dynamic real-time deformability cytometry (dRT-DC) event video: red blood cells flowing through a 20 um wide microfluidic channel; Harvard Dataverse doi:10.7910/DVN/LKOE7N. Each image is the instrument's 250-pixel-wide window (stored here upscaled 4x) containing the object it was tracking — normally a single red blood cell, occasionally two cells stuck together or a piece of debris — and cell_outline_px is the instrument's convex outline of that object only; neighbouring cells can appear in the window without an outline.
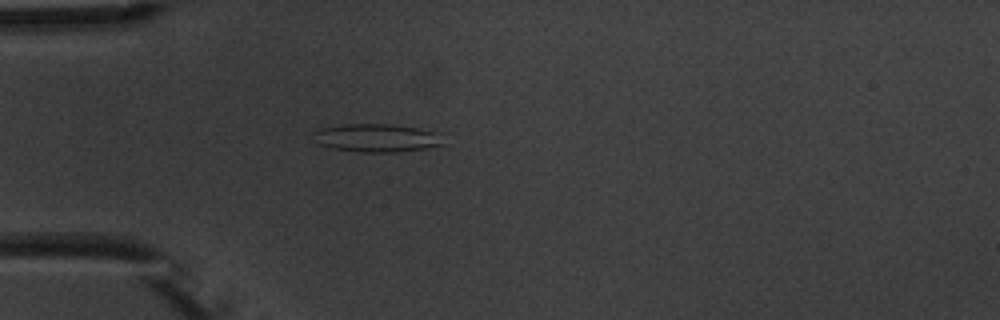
{"species": "common noctule bat (a hibernating species)", "species_latin": "Nyctalus noctula", "temperature_condition": "warm", "stored_images_in_passage": 1, "camera_frame_rate_fps": 3000, "um_per_image_px": 0.085, "animal": {"sex": "male", "body_mass_g": 20.1, "forearm_length_mm": 53.5}, "frame": {"image": 1, "passage_image": 1, "time_ms": 0.0, "image_size_px": [1000, 320], "cell_outline_px": [[444, 144], [424, 148], [396, 152], [360, 152], [332, 148], [320, 144], [312, 132], [316, 128], [344, 124], [388, 124], [416, 128], [432, 132]], "centroid_in_image_um": [31.9, 11.72], "position_along_channel_um": 53.1, "area_um2": 20.81}}